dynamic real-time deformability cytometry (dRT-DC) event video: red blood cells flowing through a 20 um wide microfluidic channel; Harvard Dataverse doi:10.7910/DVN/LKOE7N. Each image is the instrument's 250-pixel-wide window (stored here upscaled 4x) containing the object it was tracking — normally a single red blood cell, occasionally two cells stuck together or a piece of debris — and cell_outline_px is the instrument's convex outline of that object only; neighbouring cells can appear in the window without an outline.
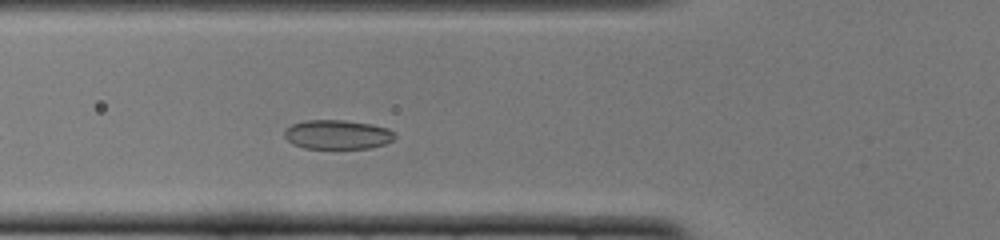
{"species": "common noctule bat (a hibernating species)", "species_latin": "Nyctalus noctula", "temperature_condition": "cold", "stored_images_in_passage": 33, "camera_frame_rate_fps": 3000, "um_per_image_px": 0.085, "animal": {"sex": "female", "body_mass_g": 22.0, "forearm_length_mm": 56.7}, "frame": {"image": 1, "passage_image": 8, "time_ms": 2.333, "image_size_px": [1000, 240], "cell_outline_px": [[396, 136], [392, 140], [384, 144], [372, 148], [304, 148], [292, 144], [284, 136], [284, 132], [292, 124], [308, 120], [344, 120], [372, 124], [388, 128], [396, 132]], "centroid_in_image_um": [28.72, 11.44], "position_along_channel_um": 97.1, "area_um2": 18.84}}
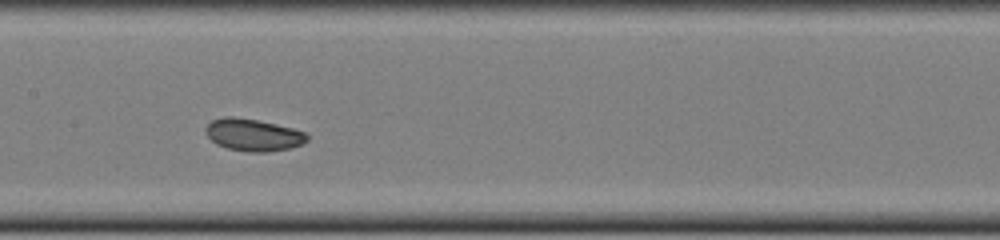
{"frame": {"image": 2, "passage_image": 15, "time_ms": 4.667, "image_size_px": [1000, 240], "cell_outline_px": [[308, 140], [304, 144], [292, 148], [264, 152], [248, 152], [228, 148], [216, 144], [204, 132], [204, 128], [212, 120], [224, 116], [236, 116], [276, 124], [292, 128], [304, 132], [308, 136]], "centroid_in_image_um": [21.52, 11.46], "position_along_channel_um": 185.9, "area_um2": 19.13}}
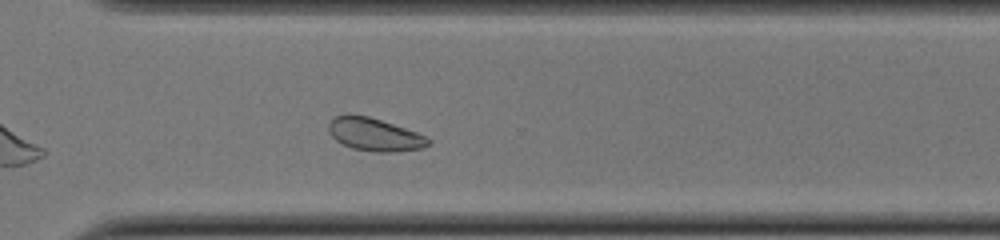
{"frame": {"image": 3, "passage_image": 27, "time_ms": 8.667, "image_size_px": [1000, 240], "cell_outline_px": [[432, 140], [424, 148], [396, 152], [372, 152], [352, 148], [336, 140], [328, 132], [328, 124], [332, 116], [348, 112], [368, 116], [416, 132]], "centroid_in_image_um": [31.77, 11.41], "position_along_channel_um": 338.8, "area_um2": 19.36}, "authors_computed_cell_mechanics": {"area_um2": 19.074, "velocity_mm_per_s": 3.814, "shape_relaxation_time_tau1_ms": null, "shape_relaxation_time_tau2_ms": 2.639, "deformation_change_tau1": null, "deformation_change_tau2": 0.0611}}